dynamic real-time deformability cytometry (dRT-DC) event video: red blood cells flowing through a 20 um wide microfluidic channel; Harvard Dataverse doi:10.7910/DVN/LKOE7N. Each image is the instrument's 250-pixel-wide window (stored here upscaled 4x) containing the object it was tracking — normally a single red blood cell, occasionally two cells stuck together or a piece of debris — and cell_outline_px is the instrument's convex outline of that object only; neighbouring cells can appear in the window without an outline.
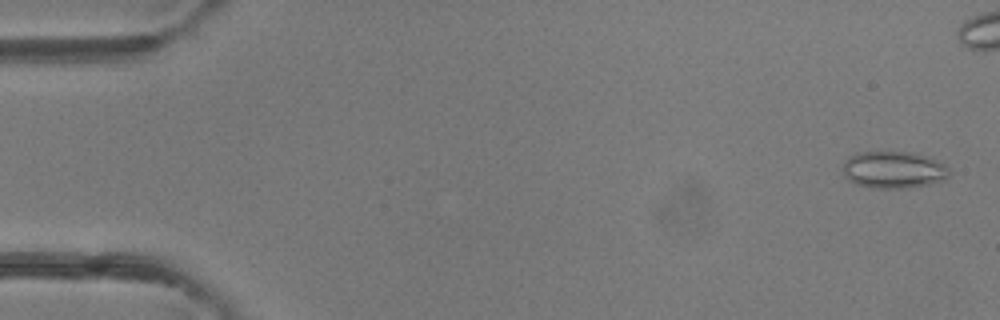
{"species": "common noctule bat (a hibernating species)", "species_latin": "Nyctalus noctula", "temperature_condition": "room temperature", "stored_images_in_passage": 43, "camera_frame_rate_fps": 3000, "um_per_image_px": 0.085, "animal": {"sex": "female"}, "frame": {"image": 1, "passage_image": 2, "time_ms": 0.333, "image_size_px": [1000, 320], "cell_outline_px": [[948, 176], [944, 180], [928, 184], [904, 188], [872, 188], [856, 184], [848, 180], [844, 176], [844, 160], [848, 156], [856, 152], [912, 152], [936, 160], [944, 164], [948, 168]], "centroid_in_image_um": [75.91, 14.43], "position_along_channel_um": 9.1, "area_um2": 22.89}}
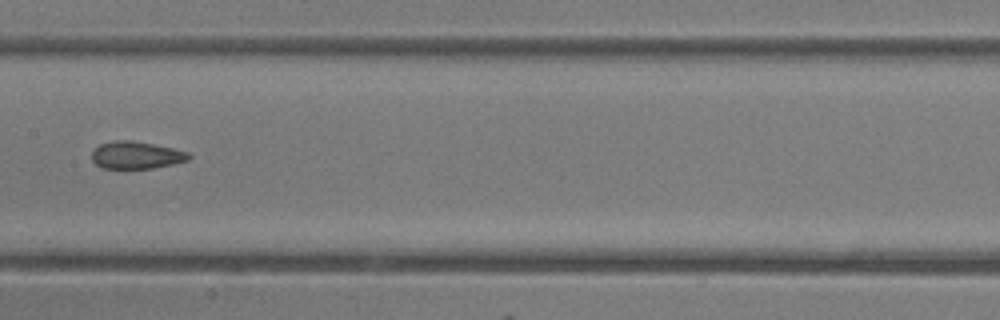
{"frame": {"image": 2, "passage_image": 25, "time_ms": 8.0, "image_size_px": [1000, 320], "cell_outline_px": [[192, 156], [188, 160], [172, 164], [152, 168], [100, 168], [92, 160], [92, 152], [100, 144], [112, 140], [132, 140], [172, 148], [188, 152]], "centroid_in_image_um": [11.56, 13.18], "position_along_channel_um": 195.8, "area_um2": 15.37}}
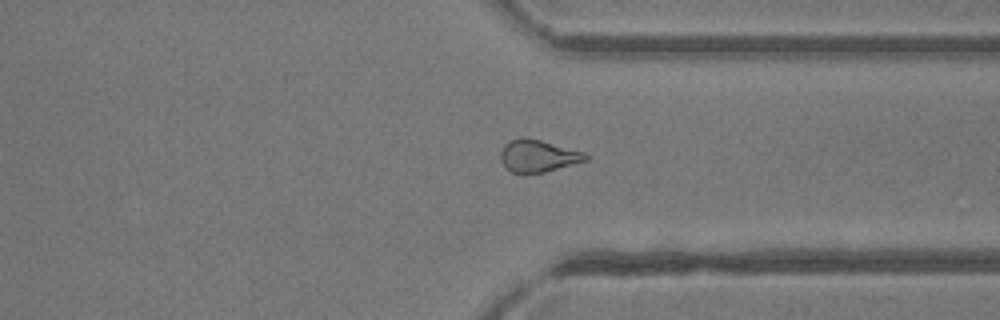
{"frame": {"image": 3, "passage_image": 37, "time_ms": 12.0, "image_size_px": [1000, 320], "cell_outline_px": [[588, 160], [544, 172], [512, 172], [504, 168], [500, 160], [500, 152], [504, 144], [508, 140], [540, 140], [584, 152], [588, 156]], "centroid_in_image_um": [45.72, 13.28], "position_along_channel_um": 365.7, "area_um2": 15.49}, "authors_computed_cell_mechanics": {"area_um2": 16.6464, "velocity_mm_per_s": 4.2743, "shape_relaxation_time_tau1_ms": null, "shape_relaxation_time_tau2_ms": 3.2189, "deformation_change_tau1": null, "deformation_change_tau2": 0.1121}}